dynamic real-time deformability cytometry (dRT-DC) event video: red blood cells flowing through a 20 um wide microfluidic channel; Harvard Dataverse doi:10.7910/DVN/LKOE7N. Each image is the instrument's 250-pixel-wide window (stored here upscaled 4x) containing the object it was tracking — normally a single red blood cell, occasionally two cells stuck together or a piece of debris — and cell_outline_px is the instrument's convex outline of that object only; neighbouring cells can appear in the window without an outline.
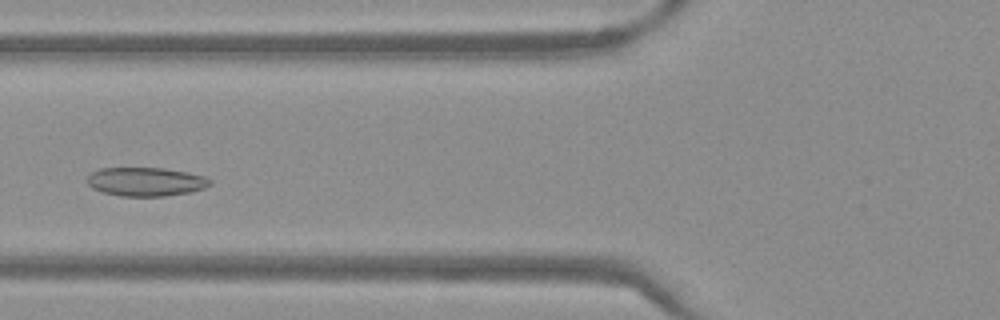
{"species": "Egyptian fruit bat (a non-hibernating species)", "species_latin": "Rousettus aegyptiacus", "temperature_condition": "warm", "stored_images_in_passage": 45, "camera_frame_rate_fps": 3000, "um_per_image_px": 0.085, "frame": {"image": 1, "passage_image": 14, "time_ms": 4.333, "image_size_px": [1000, 320], "cell_outline_px": [[212, 184], [204, 188], [192, 192], [164, 196], [120, 196], [104, 192], [92, 188], [88, 184], [88, 176], [92, 172], [100, 168], [164, 168], [188, 172], [204, 176], [212, 180]], "centroid_in_image_um": [12.43, 15.44], "position_along_channel_um": 113.4, "area_um2": 20.63}}
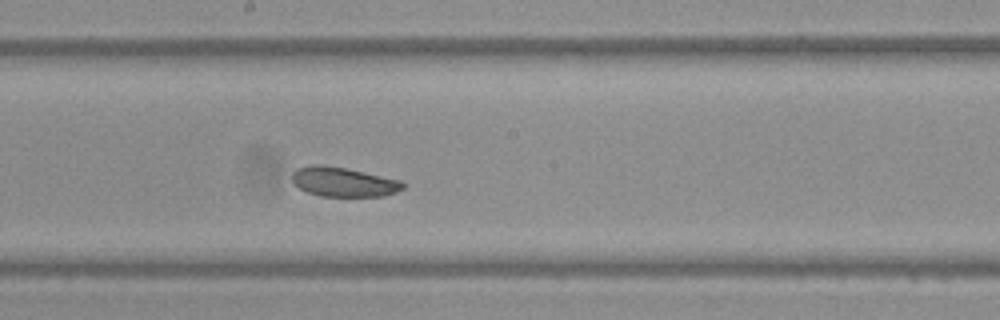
{"frame": {"image": 2, "passage_image": 22, "time_ms": 7.0, "image_size_px": [1000, 320], "cell_outline_px": [[404, 188], [396, 192], [384, 196], [320, 196], [308, 192], [300, 188], [292, 180], [292, 172], [296, 168], [312, 164], [320, 164], [344, 168], [364, 172], [400, 180], [404, 184]], "centroid_in_image_um": [29.17, 15.46], "position_along_channel_um": 219.0, "area_um2": 18.9}}
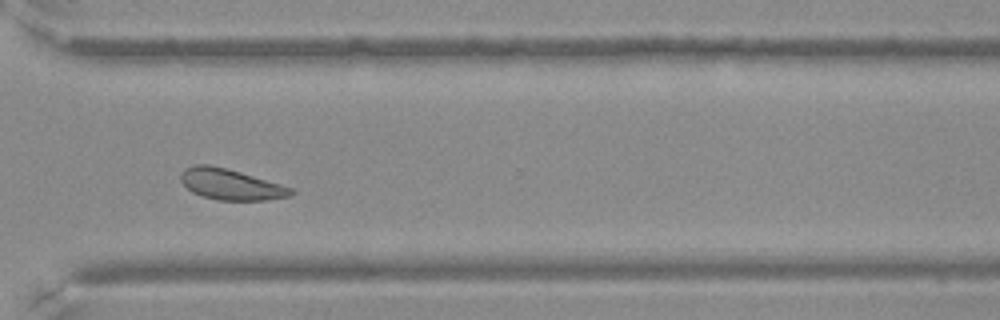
{"frame": {"image": 3, "passage_image": 32, "time_ms": 10.333, "image_size_px": [1000, 320], "cell_outline_px": [[296, 192], [292, 196], [268, 200], [216, 200], [192, 192], [180, 180], [180, 172], [184, 168], [192, 164], [208, 164], [240, 172], [280, 184], [292, 188]], "centroid_in_image_um": [19.6, 15.67], "position_along_channel_um": 351.0, "area_um2": 19.83}}